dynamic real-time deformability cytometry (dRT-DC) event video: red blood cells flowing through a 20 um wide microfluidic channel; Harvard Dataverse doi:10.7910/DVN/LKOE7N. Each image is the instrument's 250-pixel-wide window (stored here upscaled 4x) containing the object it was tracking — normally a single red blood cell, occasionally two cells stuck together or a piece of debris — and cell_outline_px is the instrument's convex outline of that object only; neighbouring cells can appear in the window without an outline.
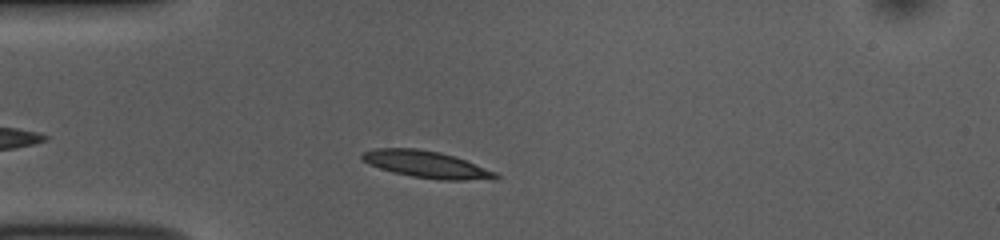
{"species": "common noctule bat (a hibernating species)", "species_latin": "Nyctalus noctula", "temperature_condition": "room temperature", "stored_images_in_passage": 33, "camera_frame_rate_fps": 3000, "um_per_image_px": 0.085, "animal": {"sex": "female", "body_mass_g": 10.0, "forearm_length_mm": 53.1}, "frame": {"image": 1, "passage_image": 5, "time_ms": 1.333, "image_size_px": [1000, 240], "cell_outline_px": [[500, 176], [496, 180], [440, 180], [412, 176], [392, 172], [368, 164], [360, 160], [360, 156], [364, 152], [376, 148], [416, 148], [440, 152], [464, 160], [496, 172]], "centroid_in_image_um": [36.23, 13.98], "position_along_channel_um": 48.8, "area_um2": 20.92}}
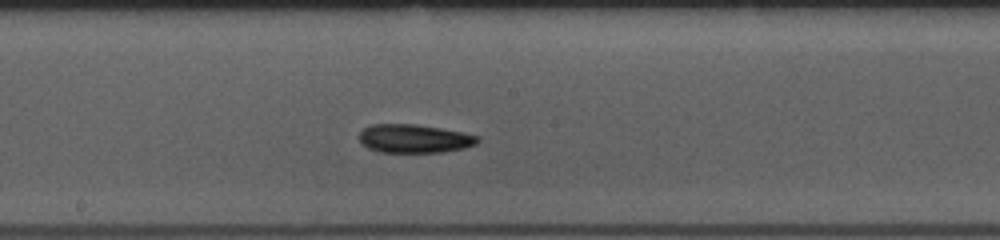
{"frame": {"image": 2, "passage_image": 19, "time_ms": 6.0, "image_size_px": [1000, 240], "cell_outline_px": [[480, 140], [476, 144], [464, 148], [440, 152], [380, 152], [368, 148], [360, 140], [360, 132], [368, 124], [416, 124], [440, 128], [480, 136]], "centroid_in_image_um": [35.21, 11.77], "position_along_channel_um": 213.0, "area_um2": 19.59}}
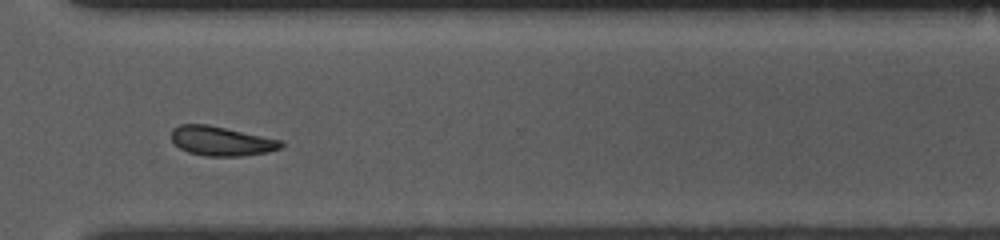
{"frame": {"image": 3, "passage_image": 30, "time_ms": 9.667, "image_size_px": [1000, 240], "cell_outline_px": [[284, 148], [268, 152], [240, 156], [204, 156], [188, 152], [180, 148], [172, 140], [172, 128], [180, 124], [208, 124], [284, 140]], "centroid_in_image_um": [18.87, 11.99], "position_along_channel_um": 351.7, "area_um2": 19.02}, "authors_computed_cell_mechanics": {"area_um2": 19.4786, "velocity_mm_per_s": 3.7874, "shape_relaxation_time_tau1_ms": 3.3065, "shape_relaxation_time_tau2_ms": null, "deformation_change_tau1": 0.1145, "deformation_change_tau2": null}}